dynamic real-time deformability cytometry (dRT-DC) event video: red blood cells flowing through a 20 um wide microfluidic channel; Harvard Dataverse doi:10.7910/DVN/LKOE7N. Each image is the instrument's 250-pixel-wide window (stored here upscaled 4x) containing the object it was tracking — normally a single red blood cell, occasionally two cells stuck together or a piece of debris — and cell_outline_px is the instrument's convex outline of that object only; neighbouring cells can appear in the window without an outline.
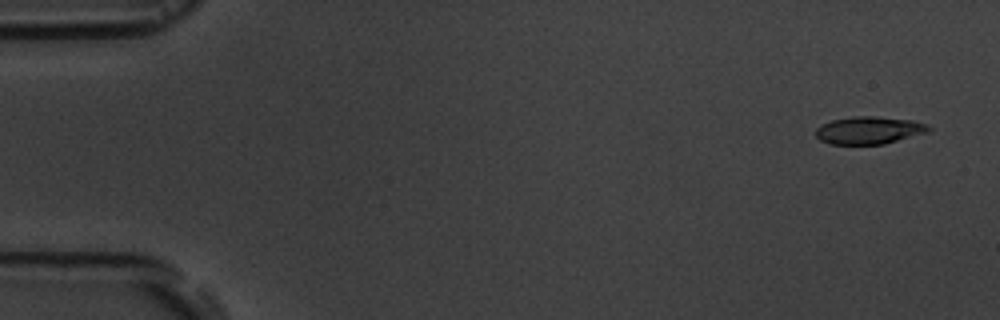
{"species": "common noctule bat (a hibernating species)", "species_latin": "Nyctalus noctula", "temperature_condition": "room temperature", "stored_images_in_passage": 6, "camera_frame_rate_fps": 3000, "um_per_image_px": 0.085, "animal": {"sex": "male", "body_mass_g": 19.5, "forearm_length_mm": 54.6}, "frame": {"image": 1, "passage_image": 1, "time_ms": 0.0, "image_size_px": [1000, 320], "cell_outline_px": [[932, 128], [928, 132], [884, 144], [828, 144], [820, 140], [816, 136], [816, 128], [820, 124], [832, 120], [852, 116], [876, 116], [912, 120], [928, 124]], "centroid_in_image_um": [73.86, 11.07], "position_along_channel_um": 11.1, "area_um2": 18.26}}
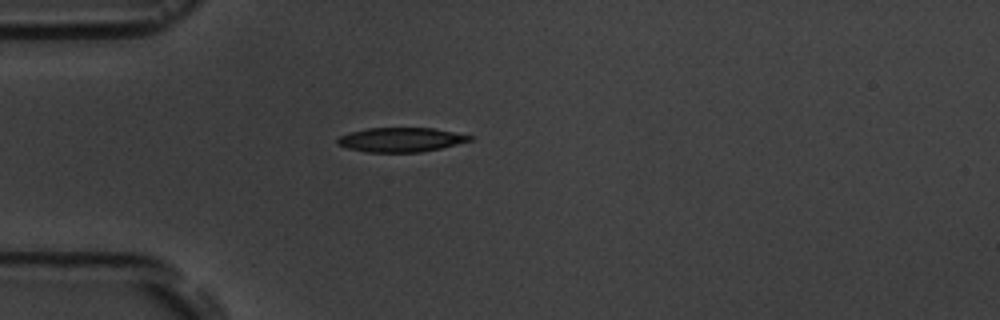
{"frame": {"image": 2, "passage_image": 5, "time_ms": 4.333, "image_size_px": [1000, 320], "cell_outline_px": [[472, 140], [440, 148], [420, 152], [368, 152], [348, 148], [336, 144], [336, 140], [340, 136], [352, 132], [368, 128], [432, 128], [472, 136]], "centroid_in_image_um": [34.04, 11.88], "position_along_channel_um": 51.0, "area_um2": 18.44}}